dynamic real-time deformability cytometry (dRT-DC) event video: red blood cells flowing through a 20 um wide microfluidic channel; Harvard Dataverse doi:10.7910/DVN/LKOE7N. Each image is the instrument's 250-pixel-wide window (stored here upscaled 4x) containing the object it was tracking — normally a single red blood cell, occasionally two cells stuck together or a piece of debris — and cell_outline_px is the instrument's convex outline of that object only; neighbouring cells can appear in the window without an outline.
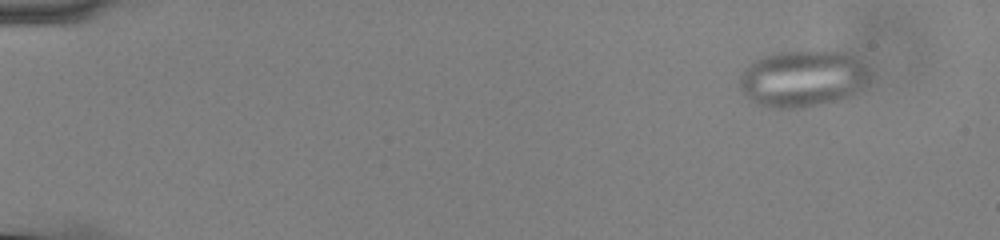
{"species": "common noctule bat (a hibernating species)", "species_latin": "Nyctalus noctula", "temperature_condition": "cold", "stored_images_in_passage": 57, "camera_frame_rate_fps": 3000, "um_per_image_px": 0.085, "animal": {"sex": "male", "body_mass_g": 13.0, "forearm_length_mm": 53.1}, "frame": {"image": 1, "passage_image": 6, "time_ms": 1.667, "image_size_px": [1000, 240], "cell_outline_px": [[864, 76], [860, 84], [852, 92], [836, 100], [820, 104], [800, 108], [776, 108], [760, 104], [752, 100], [740, 88], [740, 76], [756, 60], [764, 56], [776, 52], [808, 48], [824, 48], [840, 52], [852, 56], [864, 68]], "centroid_in_image_um": [68.12, 6.62], "position_along_channel_um": 16.9, "area_um2": 41.79}}
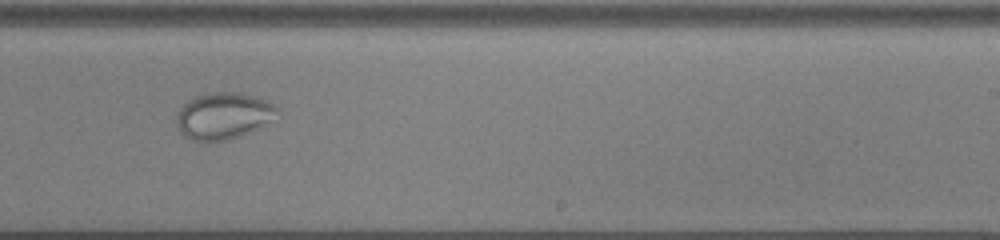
{"frame": {"image": 2, "passage_image": 37, "time_ms": 12.0, "image_size_px": [1000, 240], "cell_outline_px": [[276, 108], [268, 120], [260, 128], [240, 136], [228, 140], [192, 140], [184, 136], [180, 132], [176, 124], [176, 116], [180, 108], [188, 100], [196, 96], [216, 92], [240, 92], [256, 96], [272, 104]], "centroid_in_image_um": [18.91, 9.84], "position_along_channel_um": 270.1, "area_um2": 26.82}}
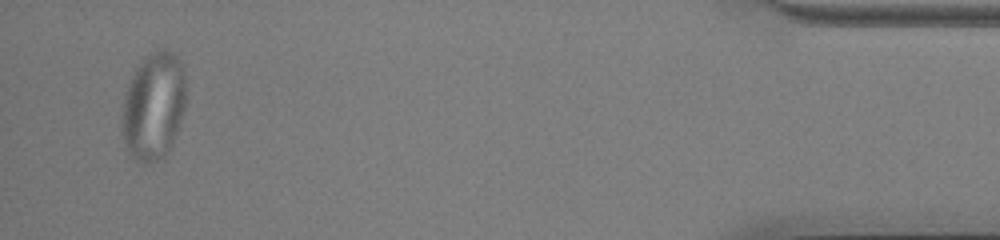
{"frame": {"image": 3, "passage_image": 55, "time_ms": 18.0, "image_size_px": [1000, 240], "cell_outline_px": [[184, 112], [172, 140], [164, 156], [160, 160], [148, 164], [144, 164], [136, 160], [128, 152], [120, 128], [120, 116], [124, 92], [136, 68], [144, 56], [156, 48], [164, 48], [172, 52], [180, 60], [184, 72]], "centroid_in_image_um": [13.0, 9.0], "position_along_channel_um": 422.2, "area_um2": 40.46}}